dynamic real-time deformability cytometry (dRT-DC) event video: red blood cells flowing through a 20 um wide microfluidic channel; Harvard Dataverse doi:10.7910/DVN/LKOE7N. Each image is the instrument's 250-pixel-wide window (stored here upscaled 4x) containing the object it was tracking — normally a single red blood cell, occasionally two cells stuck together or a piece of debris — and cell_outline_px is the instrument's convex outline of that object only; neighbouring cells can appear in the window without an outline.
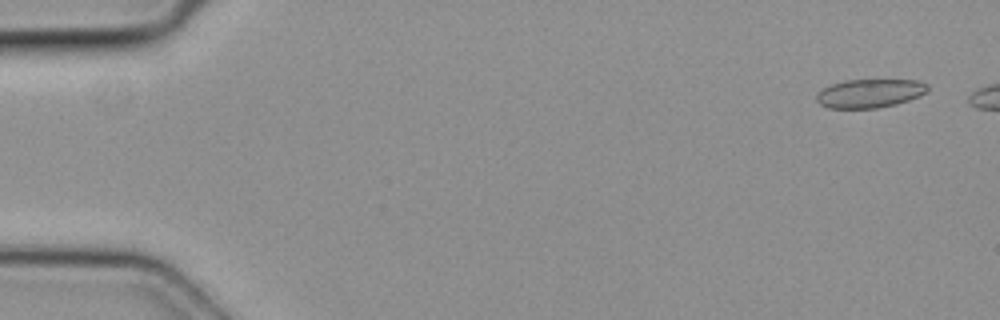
{"species": "common noctule bat (a hibernating species)", "species_latin": "Nyctalus noctula", "temperature_condition": "cold", "stored_images_in_passage": 6, "camera_frame_rate_fps": 3000, "um_per_image_px": 0.085, "animal": {"sex": "female", "body_mass_g": 19.3, "forearm_length_mm": 54.1}, "frame": {"image": 1, "passage_image": 1, "time_ms": 0.0, "image_size_px": [1000, 320], "cell_outline_px": [[928, 92], [920, 96], [896, 104], [876, 108], [828, 108], [820, 104], [816, 100], [816, 92], [832, 84], [844, 80], [916, 80], [928, 84]], "centroid_in_image_um": [73.93, 7.93], "position_along_channel_um": 11.1, "area_um2": 18.61}}